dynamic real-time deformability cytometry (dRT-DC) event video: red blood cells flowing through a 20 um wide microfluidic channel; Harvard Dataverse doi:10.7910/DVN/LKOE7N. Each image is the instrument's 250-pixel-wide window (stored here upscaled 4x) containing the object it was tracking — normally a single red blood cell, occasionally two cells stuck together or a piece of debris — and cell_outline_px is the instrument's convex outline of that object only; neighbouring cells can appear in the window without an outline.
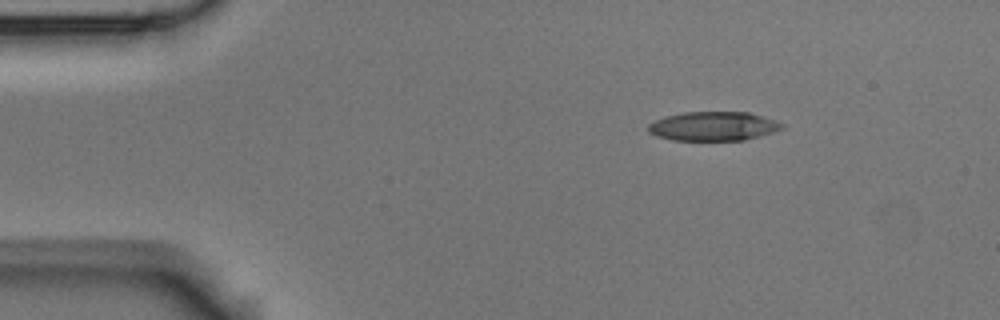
{"species": "Egyptian fruit bat (a non-hibernating species)", "species_latin": "Rousettus aegyptiacus", "temperature_condition": "room temperature", "stored_images_in_passage": 3, "camera_frame_rate_fps": 3000, "um_per_image_px": 0.085, "animal": {"sex": "male"}, "frame": {"image": 1, "passage_image": 1, "time_ms": 0.0, "image_size_px": [1000, 320], "cell_outline_px": [[784, 128], [760, 136], [744, 140], [672, 140], [656, 136], [648, 132], [648, 124], [664, 116], [684, 112], [748, 112], [776, 120], [784, 124]], "centroid_in_image_um": [60.63, 10.72], "position_along_channel_um": 24.4, "area_um2": 22.72}}